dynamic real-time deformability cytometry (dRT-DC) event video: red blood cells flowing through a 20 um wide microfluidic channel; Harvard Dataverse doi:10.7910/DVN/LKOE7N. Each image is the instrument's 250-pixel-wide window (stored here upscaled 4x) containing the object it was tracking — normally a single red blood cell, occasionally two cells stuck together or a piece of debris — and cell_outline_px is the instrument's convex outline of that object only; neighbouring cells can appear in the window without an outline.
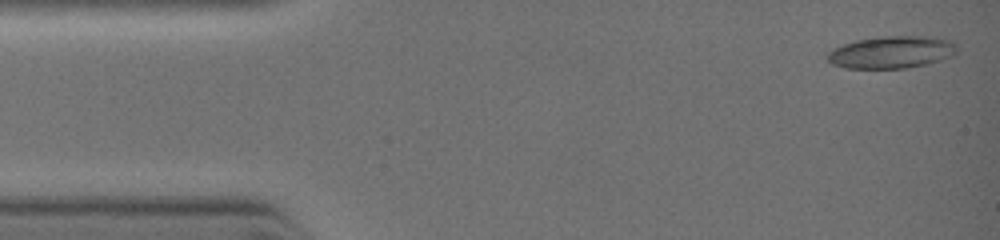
{"species": "common noctule bat (a hibernating species)", "species_latin": "Nyctalus noctula", "temperature_condition": "warm", "stored_images_in_passage": 11, "camera_frame_rate_fps": 3000, "um_per_image_px": 0.085, "animal": {"sex": "female", "body_mass_g": 19.0, "forearm_length_mm": 51.5}, "frame": {"image": 1, "passage_image": 1, "time_ms": 0.0, "image_size_px": [1000, 240], "cell_outline_px": [[956, 52], [940, 60], [924, 64], [904, 68], [844, 68], [832, 64], [824, 56], [828, 52], [844, 44], [856, 40], [884, 36], [928, 36], [948, 40], [956, 44]], "centroid_in_image_um": [75.73, 4.43], "position_along_channel_um": 9.3, "area_um2": 24.04}}
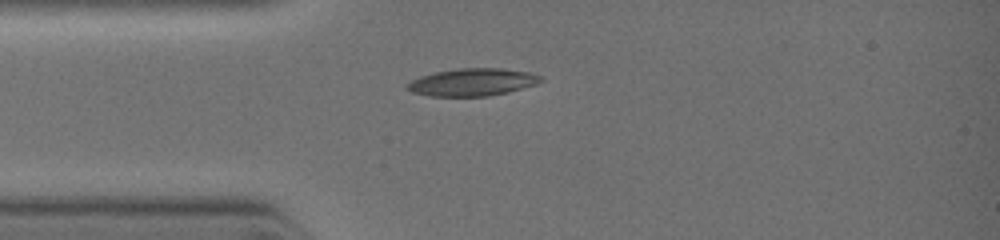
{"frame": {"image": 2, "passage_image": 7, "time_ms": 2.333, "image_size_px": [1000, 240], "cell_outline_px": [[544, 80], [536, 84], [508, 92], [488, 96], [428, 96], [412, 92], [404, 88], [412, 80], [420, 76], [436, 72], [460, 68], [500, 68], [528, 72], [540, 76]], "centroid_in_image_um": [40.14, 6.99], "position_along_channel_um": 44.9, "area_um2": 21.27}}
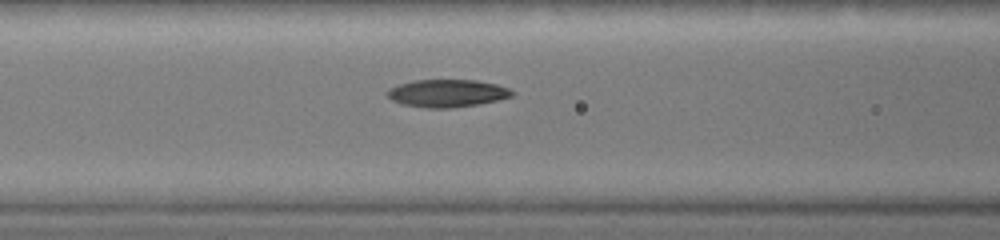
{"frame": {"image": 3, "passage_image": 11, "time_ms": 4.0, "image_size_px": [1000, 240], "cell_outline_px": [[516, 92], [512, 96], [496, 100], [476, 104], [448, 108], [428, 108], [400, 104], [392, 100], [384, 92], [388, 88], [400, 84], [416, 80], [476, 80], [496, 84], [512, 88]], "centroid_in_image_um": [38.0, 7.92], "position_along_channel_um": 128.6, "area_um2": 20.11}}